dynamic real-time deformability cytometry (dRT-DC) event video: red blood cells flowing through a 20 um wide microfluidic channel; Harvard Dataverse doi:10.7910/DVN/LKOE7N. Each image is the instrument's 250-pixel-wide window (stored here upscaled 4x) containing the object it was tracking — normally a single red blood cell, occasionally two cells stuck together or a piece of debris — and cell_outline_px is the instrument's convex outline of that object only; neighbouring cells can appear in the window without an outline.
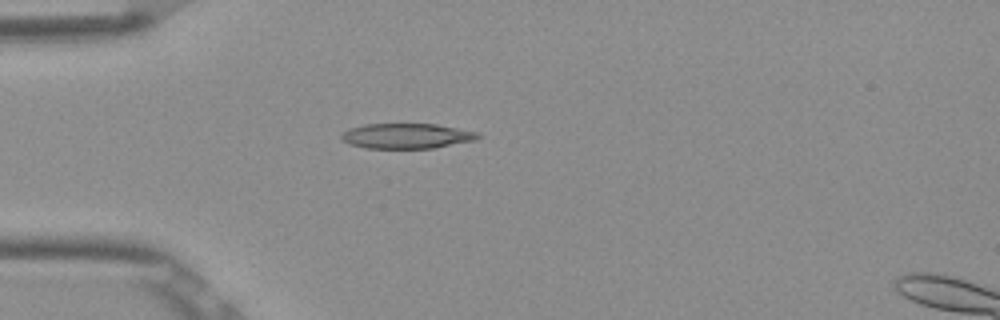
{"species": "Egyptian fruit bat (a non-hibernating species)", "species_latin": "Rousettus aegyptiacus", "temperature_condition": "room temperature", "stored_images_in_passage": 4, "camera_frame_rate_fps": 3000, "um_per_image_px": 0.085, "frame": {"image": 1, "passage_image": 4, "time_ms": 1.0, "image_size_px": [1000, 320], "cell_outline_px": [[480, 136], [476, 140], [436, 148], [364, 148], [348, 144], [340, 140], [340, 136], [348, 128], [364, 124], [436, 124], [476, 132]], "centroid_in_image_um": [34.51, 11.56], "position_along_channel_um": 50.5, "area_um2": 20.11}}